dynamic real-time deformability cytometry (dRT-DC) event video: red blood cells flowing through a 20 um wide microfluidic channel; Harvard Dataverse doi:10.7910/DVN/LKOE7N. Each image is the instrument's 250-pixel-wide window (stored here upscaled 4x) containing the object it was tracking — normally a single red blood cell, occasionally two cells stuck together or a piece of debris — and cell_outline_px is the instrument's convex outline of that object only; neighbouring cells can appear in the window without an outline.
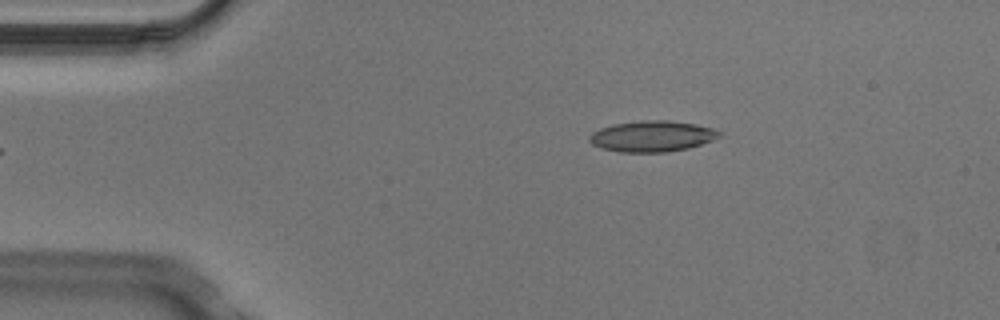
{"species": "Egyptian fruit bat (a non-hibernating species)", "species_latin": "Rousettus aegyptiacus", "temperature_condition": "cold", "stored_images_in_passage": 2, "camera_frame_rate_fps": 3000, "um_per_image_px": 0.085, "animal": {"sex": "male"}, "frame": {"image": 1, "passage_image": 1, "time_ms": 0.0, "image_size_px": [1000, 320], "cell_outline_px": [[724, 132], [720, 136], [712, 140], [688, 148], [664, 152], [620, 152], [600, 148], [592, 144], [588, 140], [588, 136], [592, 132], [600, 128], [612, 124], [640, 120], [668, 120], [696, 124], [712, 128]], "centroid_in_image_um": [55.4, 11.57], "position_along_channel_um": 29.6, "area_um2": 23.58}}